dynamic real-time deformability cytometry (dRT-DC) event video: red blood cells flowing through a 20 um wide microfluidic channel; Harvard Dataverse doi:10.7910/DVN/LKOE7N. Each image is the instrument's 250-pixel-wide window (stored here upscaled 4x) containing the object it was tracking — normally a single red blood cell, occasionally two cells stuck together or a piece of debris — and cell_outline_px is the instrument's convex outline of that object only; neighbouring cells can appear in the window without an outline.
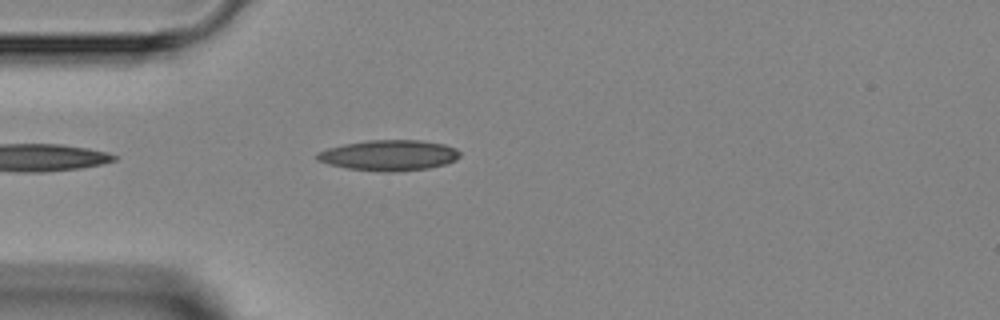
{"species": "Egyptian fruit bat (a non-hibernating species)", "species_latin": "Rousettus aegyptiacus", "temperature_condition": "room temperature", "stored_images_in_passage": 3, "camera_frame_rate_fps": 3000, "um_per_image_px": 0.085, "animal": {"sex": "female"}, "frame": {"image": 1, "passage_image": 3, "time_ms": 3.0, "image_size_px": [1000, 320], "cell_outline_px": [[460, 156], [456, 160], [444, 164], [428, 168], [396, 172], [380, 172], [348, 168], [328, 164], [316, 160], [316, 152], [328, 148], [344, 144], [368, 140], [420, 140], [444, 144], [456, 148], [460, 152]], "centroid_in_image_um": [33.06, 13.2], "position_along_channel_um": 51.9, "area_um2": 25.61}}